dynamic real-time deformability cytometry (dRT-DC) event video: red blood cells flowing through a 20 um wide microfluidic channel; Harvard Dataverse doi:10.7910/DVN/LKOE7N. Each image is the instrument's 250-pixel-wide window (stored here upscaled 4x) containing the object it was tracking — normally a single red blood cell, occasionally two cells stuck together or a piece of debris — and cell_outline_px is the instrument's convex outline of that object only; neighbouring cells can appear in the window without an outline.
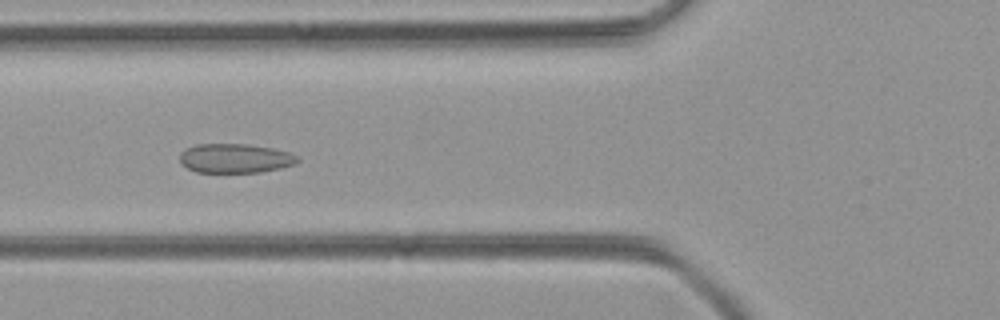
{"species": "common noctule bat (a hibernating species)", "species_latin": "Nyctalus noctula", "temperature_condition": "room temperature", "stored_images_in_passage": 26, "camera_frame_rate_fps": 3000, "um_per_image_px": 0.085, "animal": {"sex": "female", "body_mass_g": 21.9}, "frame": {"image": 1, "passage_image": 6, "time_ms": 1.667, "image_size_px": [1000, 320], "cell_outline_px": [[300, 160], [292, 164], [280, 168], [260, 172], [196, 172], [180, 164], [180, 152], [196, 144], [248, 144], [272, 148], [288, 152], [296, 156]], "centroid_in_image_um": [19.95, 13.45], "position_along_channel_um": 105.9, "area_um2": 19.94}}
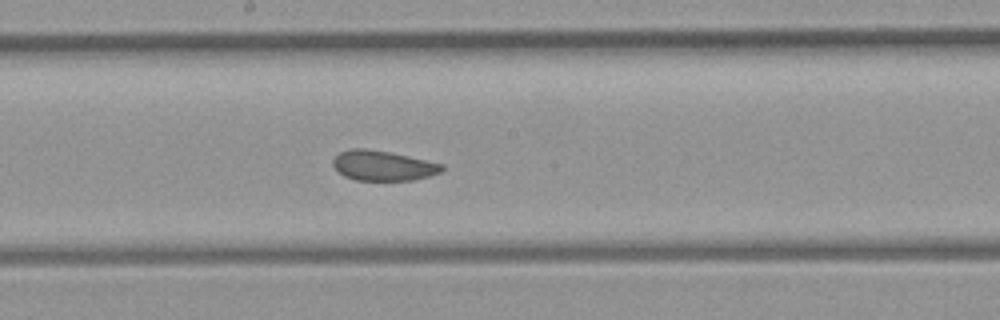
{"frame": {"image": 2, "passage_image": 14, "time_ms": 4.333, "image_size_px": [1000, 320], "cell_outline_px": [[444, 168], [440, 172], [428, 176], [412, 180], [356, 180], [344, 176], [332, 164], [332, 160], [340, 152], [352, 148], [364, 148], [388, 152], [444, 164]], "centroid_in_image_um": [32.54, 14.08], "position_along_channel_um": 215.7, "area_um2": 18.79}}
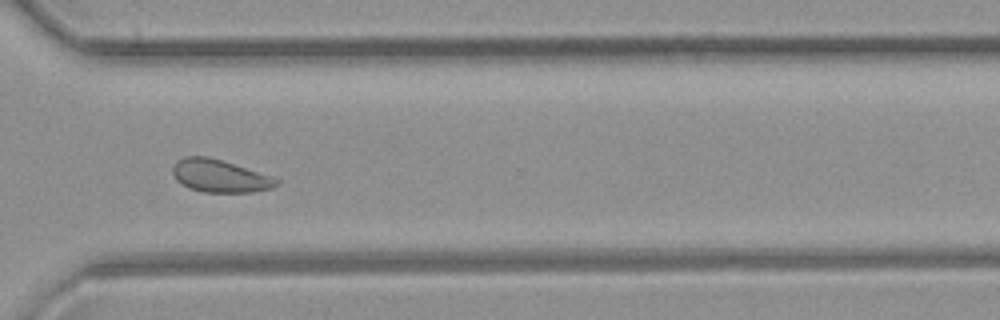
{"frame": {"image": 3, "passage_image": 24, "time_ms": 7.667, "image_size_px": [1000, 320], "cell_outline_px": [[280, 184], [272, 188], [252, 192], [204, 192], [188, 188], [176, 180], [172, 172], [172, 164], [176, 160], [184, 156], [208, 156], [272, 176], [280, 180]], "centroid_in_image_um": [18.66, 14.95], "position_along_channel_um": 351.9, "area_um2": 19.88}}